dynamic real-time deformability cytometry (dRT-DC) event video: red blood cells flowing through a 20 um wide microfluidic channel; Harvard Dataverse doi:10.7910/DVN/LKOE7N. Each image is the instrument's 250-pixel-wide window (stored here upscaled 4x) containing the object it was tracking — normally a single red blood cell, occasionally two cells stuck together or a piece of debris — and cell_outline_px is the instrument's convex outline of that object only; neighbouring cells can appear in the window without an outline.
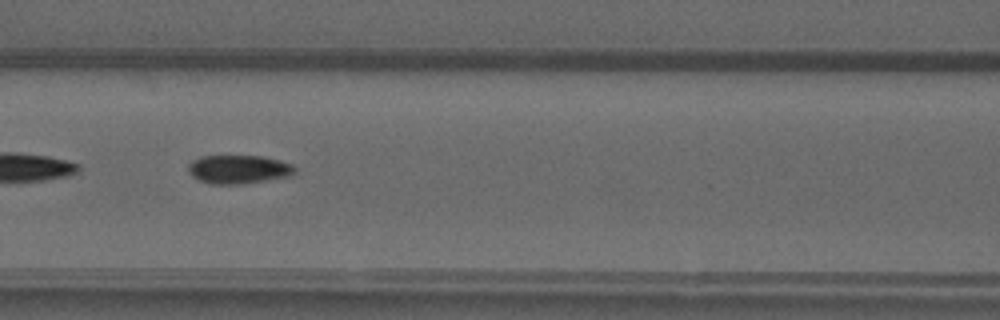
{"species": "common noctule bat (a hibernating species)", "species_latin": "Nyctalus noctula", "temperature_condition": "warm", "stored_images_in_passage": 41, "camera_frame_rate_fps": 3000, "um_per_image_px": 0.085, "animal": {"sex": "male", "forearm_length_mm": 52.5}, "frame": {"image": 1, "passage_image": 12, "time_ms": 3.667, "image_size_px": [1000, 320], "cell_outline_px": [[296, 172], [292, 176], [244, 184], [212, 184], [200, 180], [192, 176], [188, 172], [188, 164], [192, 160], [200, 156], [264, 156], [280, 160], [292, 164], [296, 168]], "centroid_in_image_um": [20.31, 14.39], "position_along_channel_um": 146.3, "area_um2": 18.03}}
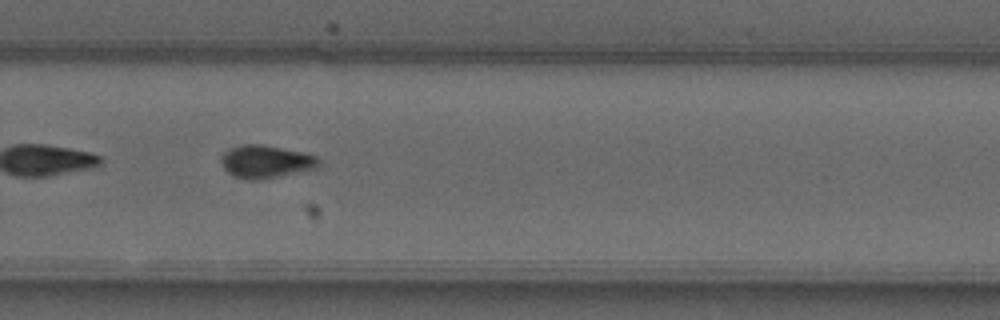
{"frame": {"image": 2, "passage_image": 24, "time_ms": 7.667, "image_size_px": [1000, 320], "cell_outline_px": [[320, 168], [256, 180], [236, 176], [228, 172], [224, 168], [220, 160], [220, 156], [224, 152], [232, 148], [244, 144], [260, 144], [304, 152], [316, 156], [320, 160]], "centroid_in_image_um": [22.64, 13.72], "position_along_channel_um": 307.2, "area_um2": 18.5}}
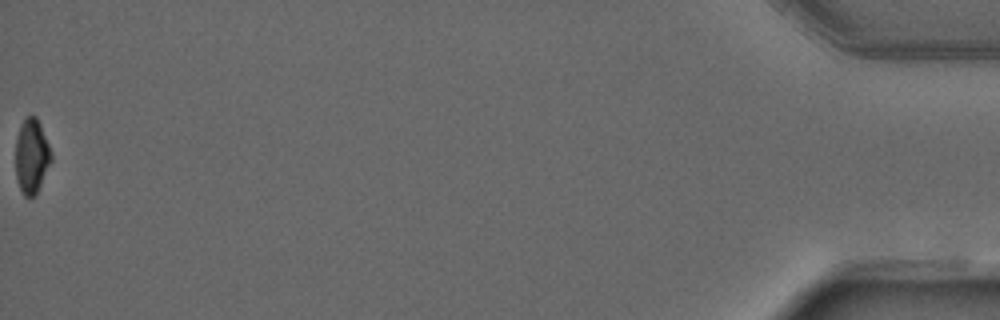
{"frame": {"image": 3, "passage_image": 41, "time_ms": 13.333, "image_size_px": [1000, 320], "cell_outline_px": [[52, 160], [36, 196], [24, 196], [20, 188], [16, 176], [16, 140], [20, 124], [28, 116], [36, 116], [40, 124], [52, 152]], "centroid_in_image_um": [2.7, 13.28], "position_along_channel_um": 432.5, "area_um2": 15.49}, "authors_computed_cell_mechanics": {"area_um2": 18.0336, "velocity_mm_per_s": 4.0412, "shape_relaxation_time_tau1_ms": 3.9248, "shape_relaxation_time_tau2_ms": null, "deformation_change_tau1": 0.1301, "deformation_change_tau2": null}}